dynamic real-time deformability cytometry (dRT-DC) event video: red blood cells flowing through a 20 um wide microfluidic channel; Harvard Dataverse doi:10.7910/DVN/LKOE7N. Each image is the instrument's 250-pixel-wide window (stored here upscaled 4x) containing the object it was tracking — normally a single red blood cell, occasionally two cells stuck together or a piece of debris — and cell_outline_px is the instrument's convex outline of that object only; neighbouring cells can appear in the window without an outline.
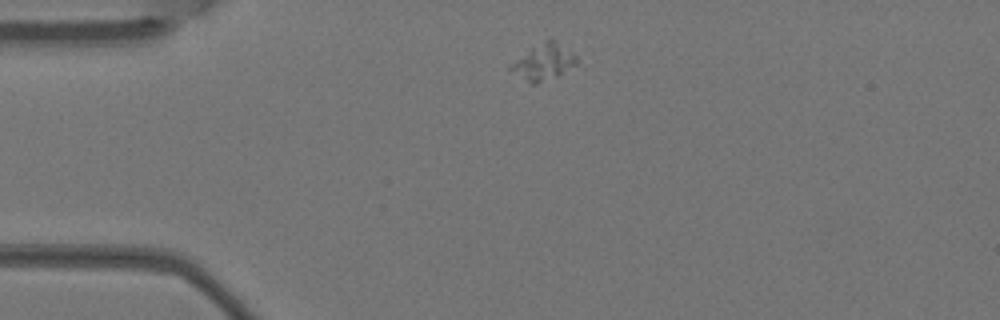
{"species": "Egyptian fruit bat (a non-hibernating species)", "species_latin": "Rousettus aegyptiacus", "temperature_condition": "warm", "stored_images_in_passage": 2, "camera_frame_rate_fps": 3000, "um_per_image_px": 0.085, "animal": {"sex": "female"}, "frame": {"image": 1, "passage_image": 1, "time_ms": 0.0, "image_size_px": [1000, 320], "cell_outline_px": [[580, 60], [576, 64], [536, 84], [532, 84], [508, 68], [516, 60], [532, 48], [552, 36], [576, 56]], "centroid_in_image_um": [46.24, 5.22], "position_along_channel_um": 38.8, "area_um2": 13.12}}